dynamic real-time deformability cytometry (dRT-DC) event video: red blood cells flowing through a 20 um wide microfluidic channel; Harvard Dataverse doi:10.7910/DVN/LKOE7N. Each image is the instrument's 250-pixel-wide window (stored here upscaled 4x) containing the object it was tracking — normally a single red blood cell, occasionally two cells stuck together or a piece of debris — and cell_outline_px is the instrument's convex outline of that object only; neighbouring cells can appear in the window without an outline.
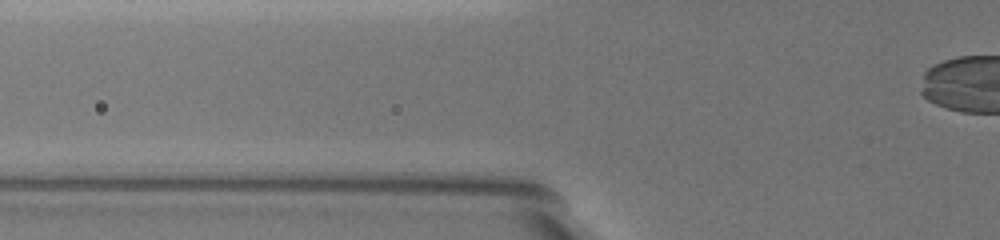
{"species": "common noctule bat (a hibernating species)", "species_latin": "Nyctalus noctula", "temperature_condition": "warm", "stored_images_in_passage": 3, "camera_frame_rate_fps": 3000, "um_per_image_px": 0.085, "animal": {"sex": "female", "body_mass_g": 19.5, "forearm_length_mm": 54.1}, "frame": {"image": 1, "passage_image": 2, "time_ms": 0.333, "image_size_px": [1000, 240], "cell_outline_px": [[648, 116], [624, 120], [612, 104], [576, 52], [584, 44], [592, 44], [636, 88], [648, 104]], "centroid_in_image_um": [52.18, 7.15], "position_along_channel_um": 73.6, "area_um2": 15.84}}